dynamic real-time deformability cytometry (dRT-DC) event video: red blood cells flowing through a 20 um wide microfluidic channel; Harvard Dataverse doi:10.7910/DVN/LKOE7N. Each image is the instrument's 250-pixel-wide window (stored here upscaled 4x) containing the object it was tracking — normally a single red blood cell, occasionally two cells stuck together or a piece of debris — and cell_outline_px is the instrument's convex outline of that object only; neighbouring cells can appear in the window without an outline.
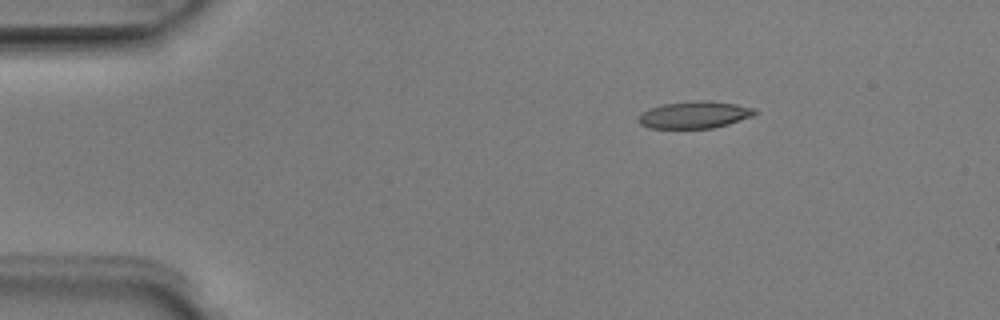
{"species": "Egyptian fruit bat (a non-hibernating species)", "species_latin": "Rousettus aegyptiacus", "temperature_condition": "room temperature", "stored_images_in_passage": 5, "camera_frame_rate_fps": 3000, "um_per_image_px": 0.085, "animal": {"sex": "male"}, "frame": {"image": 1, "passage_image": 3, "time_ms": 0.667, "image_size_px": [1000, 320], "cell_outline_px": [[756, 112], [752, 116], [728, 124], [712, 128], [648, 128], [640, 124], [636, 120], [636, 116], [640, 112], [664, 104], [692, 100], [704, 100], [736, 104], [756, 108]], "centroid_in_image_um": [58.98, 9.76], "position_along_channel_um": 26.0, "area_um2": 18.44}}
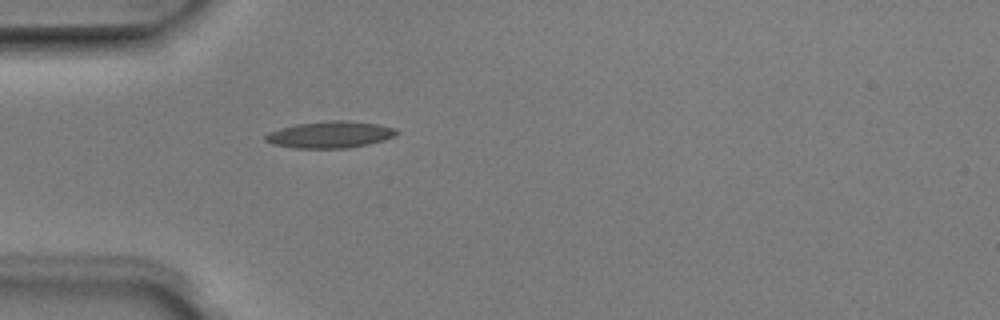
{"frame": {"image": 2, "passage_image": 5, "time_ms": 1.333, "image_size_px": [1000, 320], "cell_outline_px": [[400, 132], [396, 136], [384, 140], [368, 144], [348, 148], [296, 148], [272, 144], [264, 140], [264, 136], [268, 132], [280, 128], [296, 124], [332, 120], [348, 120], [380, 124], [396, 128]], "centroid_in_image_um": [28.09, 11.43], "position_along_channel_um": 56.9, "area_um2": 20.63}}